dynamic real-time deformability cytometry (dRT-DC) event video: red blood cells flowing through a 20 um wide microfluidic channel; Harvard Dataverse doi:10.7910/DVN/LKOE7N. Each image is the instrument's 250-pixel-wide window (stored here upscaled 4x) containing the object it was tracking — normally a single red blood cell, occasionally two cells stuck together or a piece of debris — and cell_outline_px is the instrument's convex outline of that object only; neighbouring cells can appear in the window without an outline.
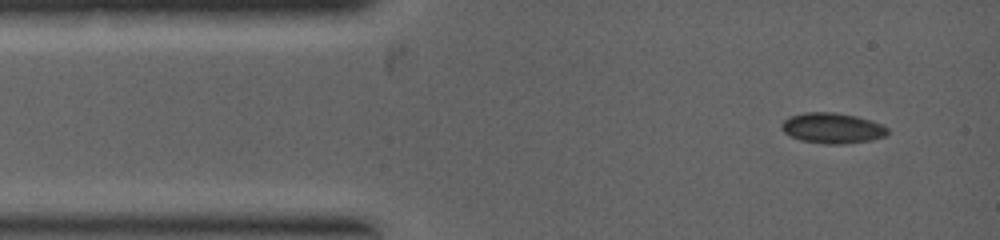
{"species": "common noctule bat (a hibernating species)", "species_latin": "Nyctalus noctula", "temperature_condition": "warm", "stored_images_in_passage": 9, "camera_frame_rate_fps": 5000, "um_per_image_px": 0.085, "animal": {"sex": "female", "body_mass_g": 19.0, "forearm_length_mm": 53.3}, "frame": {"image": 1, "passage_image": 1, "time_ms": 0.0, "image_size_px": [1000, 240], "cell_outline_px": [[888, 132], [884, 136], [872, 140], [844, 144], [824, 144], [800, 140], [784, 132], [780, 128], [780, 124], [788, 116], [804, 112], [836, 112], [856, 116], [872, 120], [888, 128]], "centroid_in_image_um": [70.72, 10.88], "position_along_channel_um": 14.3, "area_um2": 19.02}}
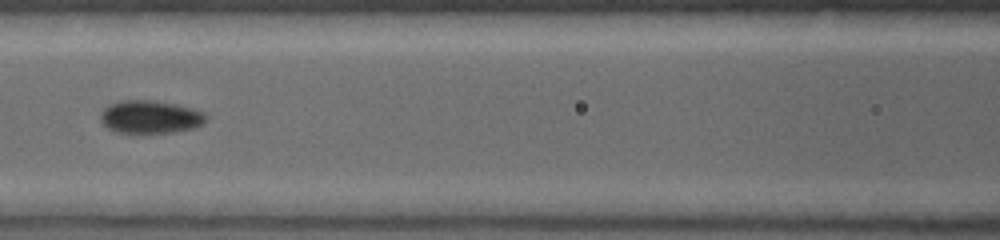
{"frame": {"image": 2, "passage_image": 6, "time_ms": 2.8, "image_size_px": [1000, 240], "cell_outline_px": [[208, 116], [200, 124], [192, 128], [172, 132], [116, 132], [108, 128], [100, 120], [100, 112], [108, 104], [120, 100], [152, 100], [176, 104], [192, 108], [204, 112]], "centroid_in_image_um": [12.73, 9.91], "position_along_channel_um": 153.9, "area_um2": 20.11}}
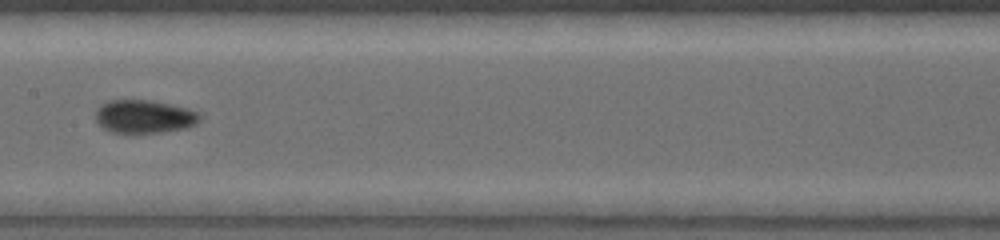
{"frame": {"image": 3, "passage_image": 8, "time_ms": 3.4, "image_size_px": [1000, 240], "cell_outline_px": [[204, 116], [196, 124], [188, 128], [160, 132], [112, 132], [104, 128], [96, 120], [96, 108], [100, 104], [108, 100], [152, 100], [172, 104], [188, 108], [200, 112]], "centroid_in_image_um": [12.32, 9.88], "position_along_channel_um": 195.1, "area_um2": 20.4}}